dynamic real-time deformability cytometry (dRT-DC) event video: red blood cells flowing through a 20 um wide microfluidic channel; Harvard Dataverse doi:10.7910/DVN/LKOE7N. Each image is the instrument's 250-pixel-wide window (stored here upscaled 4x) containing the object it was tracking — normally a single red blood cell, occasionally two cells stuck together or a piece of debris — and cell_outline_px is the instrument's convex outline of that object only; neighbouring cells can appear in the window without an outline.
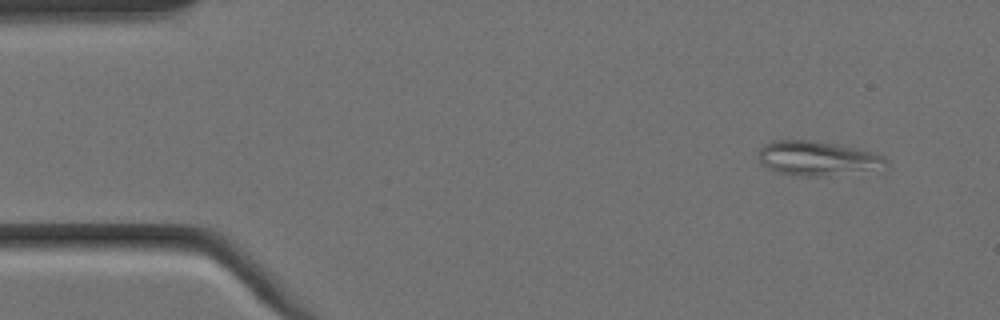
{"species": "Egyptian fruit bat (a non-hibernating species)", "species_latin": "Rousettus aegyptiacus", "temperature_condition": "cold", "stored_images_in_passage": 6, "camera_frame_rate_fps": 3000, "um_per_image_px": 0.085, "animal": {"sex": "female"}, "frame": {"image": 1, "passage_image": 1, "time_ms": 0.0, "image_size_px": [1000, 320], "cell_outline_px": [[892, 164], [884, 172], [824, 176], [800, 176], [776, 172], [760, 164], [760, 148], [764, 144], [772, 140], [816, 140], [876, 152], [884, 156]], "centroid_in_image_um": [69.68, 13.49], "position_along_channel_um": 15.3, "area_um2": 26.88}}
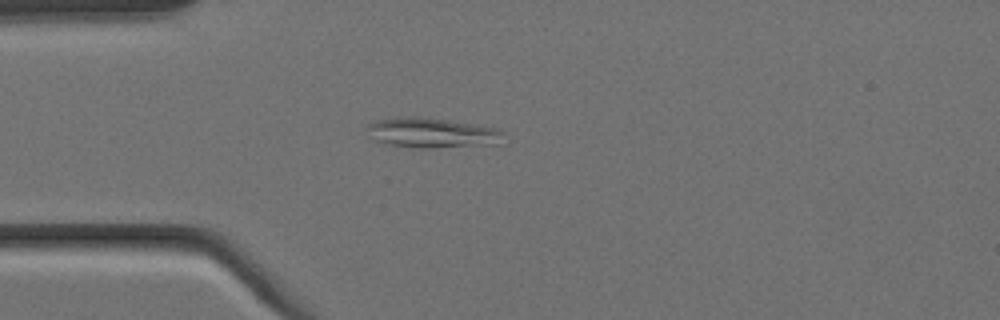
{"frame": {"image": 2, "passage_image": 4, "time_ms": 1.0, "image_size_px": [1000, 320], "cell_outline_px": [[508, 132], [500, 144], [428, 148], [412, 148], [388, 144], [372, 140], [368, 128], [368, 124], [376, 120], [396, 116], [416, 116], [448, 120], [496, 128]], "centroid_in_image_um": [36.74, 11.29], "position_along_channel_um": 48.3, "area_um2": 24.22}}